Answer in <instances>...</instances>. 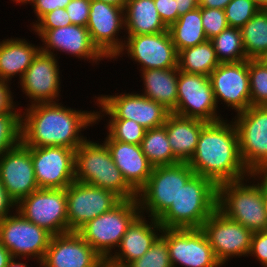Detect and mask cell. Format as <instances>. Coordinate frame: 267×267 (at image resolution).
I'll use <instances>...</instances> for the list:
<instances>
[{
	"mask_svg": "<svg viewBox=\"0 0 267 267\" xmlns=\"http://www.w3.org/2000/svg\"><path fill=\"white\" fill-rule=\"evenodd\" d=\"M51 238V233L25 219L17 210L0 220V244L12 258L28 259L40 265Z\"/></svg>",
	"mask_w": 267,
	"mask_h": 267,
	"instance_id": "9c48e42d",
	"label": "cell"
},
{
	"mask_svg": "<svg viewBox=\"0 0 267 267\" xmlns=\"http://www.w3.org/2000/svg\"><path fill=\"white\" fill-rule=\"evenodd\" d=\"M232 0H213V8L224 10Z\"/></svg>",
	"mask_w": 267,
	"mask_h": 267,
	"instance_id": "db71d44e",
	"label": "cell"
},
{
	"mask_svg": "<svg viewBox=\"0 0 267 267\" xmlns=\"http://www.w3.org/2000/svg\"><path fill=\"white\" fill-rule=\"evenodd\" d=\"M251 106H267V67L259 60H248Z\"/></svg>",
	"mask_w": 267,
	"mask_h": 267,
	"instance_id": "e575fe53",
	"label": "cell"
},
{
	"mask_svg": "<svg viewBox=\"0 0 267 267\" xmlns=\"http://www.w3.org/2000/svg\"><path fill=\"white\" fill-rule=\"evenodd\" d=\"M255 1L261 9H267V0H253Z\"/></svg>",
	"mask_w": 267,
	"mask_h": 267,
	"instance_id": "680465c9",
	"label": "cell"
},
{
	"mask_svg": "<svg viewBox=\"0 0 267 267\" xmlns=\"http://www.w3.org/2000/svg\"><path fill=\"white\" fill-rule=\"evenodd\" d=\"M59 58L39 51L31 65L18 82V88L25 94L26 106L36 103L59 102L62 77ZM59 98V99H58Z\"/></svg>",
	"mask_w": 267,
	"mask_h": 267,
	"instance_id": "d6986e66",
	"label": "cell"
},
{
	"mask_svg": "<svg viewBox=\"0 0 267 267\" xmlns=\"http://www.w3.org/2000/svg\"><path fill=\"white\" fill-rule=\"evenodd\" d=\"M188 164L195 174L212 180L217 186L250 175L240 157L234 122L227 118L204 125Z\"/></svg>",
	"mask_w": 267,
	"mask_h": 267,
	"instance_id": "7a4b0ae2",
	"label": "cell"
},
{
	"mask_svg": "<svg viewBox=\"0 0 267 267\" xmlns=\"http://www.w3.org/2000/svg\"><path fill=\"white\" fill-rule=\"evenodd\" d=\"M71 0H36L31 6L36 16L35 21L30 23L31 28L47 13L58 9L65 8Z\"/></svg>",
	"mask_w": 267,
	"mask_h": 267,
	"instance_id": "f6af8a7d",
	"label": "cell"
},
{
	"mask_svg": "<svg viewBox=\"0 0 267 267\" xmlns=\"http://www.w3.org/2000/svg\"><path fill=\"white\" fill-rule=\"evenodd\" d=\"M36 183L40 189H66L75 181V150L66 147H30Z\"/></svg>",
	"mask_w": 267,
	"mask_h": 267,
	"instance_id": "44dd1931",
	"label": "cell"
},
{
	"mask_svg": "<svg viewBox=\"0 0 267 267\" xmlns=\"http://www.w3.org/2000/svg\"><path fill=\"white\" fill-rule=\"evenodd\" d=\"M21 142V114H0V156Z\"/></svg>",
	"mask_w": 267,
	"mask_h": 267,
	"instance_id": "8d00e7d4",
	"label": "cell"
},
{
	"mask_svg": "<svg viewBox=\"0 0 267 267\" xmlns=\"http://www.w3.org/2000/svg\"><path fill=\"white\" fill-rule=\"evenodd\" d=\"M27 220L52 235L68 233L66 189H37L16 205Z\"/></svg>",
	"mask_w": 267,
	"mask_h": 267,
	"instance_id": "8fae6325",
	"label": "cell"
},
{
	"mask_svg": "<svg viewBox=\"0 0 267 267\" xmlns=\"http://www.w3.org/2000/svg\"><path fill=\"white\" fill-rule=\"evenodd\" d=\"M0 180L16 204L39 189L30 147L20 142L0 156Z\"/></svg>",
	"mask_w": 267,
	"mask_h": 267,
	"instance_id": "7402d4cb",
	"label": "cell"
},
{
	"mask_svg": "<svg viewBox=\"0 0 267 267\" xmlns=\"http://www.w3.org/2000/svg\"><path fill=\"white\" fill-rule=\"evenodd\" d=\"M199 6L213 8V0H197Z\"/></svg>",
	"mask_w": 267,
	"mask_h": 267,
	"instance_id": "9f6ffc18",
	"label": "cell"
},
{
	"mask_svg": "<svg viewBox=\"0 0 267 267\" xmlns=\"http://www.w3.org/2000/svg\"><path fill=\"white\" fill-rule=\"evenodd\" d=\"M207 122L170 113L163 125L174 156L188 162L196 149L202 128Z\"/></svg>",
	"mask_w": 267,
	"mask_h": 267,
	"instance_id": "4316f807",
	"label": "cell"
},
{
	"mask_svg": "<svg viewBox=\"0 0 267 267\" xmlns=\"http://www.w3.org/2000/svg\"><path fill=\"white\" fill-rule=\"evenodd\" d=\"M201 20L208 40L229 27L225 11L221 9L201 7Z\"/></svg>",
	"mask_w": 267,
	"mask_h": 267,
	"instance_id": "ab89813d",
	"label": "cell"
},
{
	"mask_svg": "<svg viewBox=\"0 0 267 267\" xmlns=\"http://www.w3.org/2000/svg\"><path fill=\"white\" fill-rule=\"evenodd\" d=\"M108 4H112L117 7L125 8L127 0H99Z\"/></svg>",
	"mask_w": 267,
	"mask_h": 267,
	"instance_id": "11a10c76",
	"label": "cell"
},
{
	"mask_svg": "<svg viewBox=\"0 0 267 267\" xmlns=\"http://www.w3.org/2000/svg\"><path fill=\"white\" fill-rule=\"evenodd\" d=\"M101 256L77 233L52 235L39 267H98Z\"/></svg>",
	"mask_w": 267,
	"mask_h": 267,
	"instance_id": "603a6c76",
	"label": "cell"
},
{
	"mask_svg": "<svg viewBox=\"0 0 267 267\" xmlns=\"http://www.w3.org/2000/svg\"><path fill=\"white\" fill-rule=\"evenodd\" d=\"M210 41L213 44L216 57L220 63L248 60L239 28L228 27L219 35L210 39Z\"/></svg>",
	"mask_w": 267,
	"mask_h": 267,
	"instance_id": "836d02e7",
	"label": "cell"
},
{
	"mask_svg": "<svg viewBox=\"0 0 267 267\" xmlns=\"http://www.w3.org/2000/svg\"><path fill=\"white\" fill-rule=\"evenodd\" d=\"M68 232H77L87 222L110 211L122 199L113 191L79 181L66 188Z\"/></svg>",
	"mask_w": 267,
	"mask_h": 267,
	"instance_id": "2e32d148",
	"label": "cell"
},
{
	"mask_svg": "<svg viewBox=\"0 0 267 267\" xmlns=\"http://www.w3.org/2000/svg\"><path fill=\"white\" fill-rule=\"evenodd\" d=\"M172 267H223L201 228H163Z\"/></svg>",
	"mask_w": 267,
	"mask_h": 267,
	"instance_id": "5bb4252c",
	"label": "cell"
},
{
	"mask_svg": "<svg viewBox=\"0 0 267 267\" xmlns=\"http://www.w3.org/2000/svg\"><path fill=\"white\" fill-rule=\"evenodd\" d=\"M105 129L116 141L140 145L146 130L132 120H106Z\"/></svg>",
	"mask_w": 267,
	"mask_h": 267,
	"instance_id": "d590c367",
	"label": "cell"
},
{
	"mask_svg": "<svg viewBox=\"0 0 267 267\" xmlns=\"http://www.w3.org/2000/svg\"><path fill=\"white\" fill-rule=\"evenodd\" d=\"M249 256L255 258L262 267H267V230L252 234Z\"/></svg>",
	"mask_w": 267,
	"mask_h": 267,
	"instance_id": "ee69618b",
	"label": "cell"
},
{
	"mask_svg": "<svg viewBox=\"0 0 267 267\" xmlns=\"http://www.w3.org/2000/svg\"><path fill=\"white\" fill-rule=\"evenodd\" d=\"M258 60L261 61L267 67V52Z\"/></svg>",
	"mask_w": 267,
	"mask_h": 267,
	"instance_id": "94428289",
	"label": "cell"
},
{
	"mask_svg": "<svg viewBox=\"0 0 267 267\" xmlns=\"http://www.w3.org/2000/svg\"><path fill=\"white\" fill-rule=\"evenodd\" d=\"M86 27L93 44L108 61H112L122 50L126 39L125 34L120 35L125 33L124 8L91 0Z\"/></svg>",
	"mask_w": 267,
	"mask_h": 267,
	"instance_id": "e0dca14e",
	"label": "cell"
},
{
	"mask_svg": "<svg viewBox=\"0 0 267 267\" xmlns=\"http://www.w3.org/2000/svg\"><path fill=\"white\" fill-rule=\"evenodd\" d=\"M250 174L262 186L263 192H267V164L257 167Z\"/></svg>",
	"mask_w": 267,
	"mask_h": 267,
	"instance_id": "c3c4849f",
	"label": "cell"
},
{
	"mask_svg": "<svg viewBox=\"0 0 267 267\" xmlns=\"http://www.w3.org/2000/svg\"><path fill=\"white\" fill-rule=\"evenodd\" d=\"M219 64L210 40L178 53V68L186 73L209 76Z\"/></svg>",
	"mask_w": 267,
	"mask_h": 267,
	"instance_id": "4dcf8cb0",
	"label": "cell"
},
{
	"mask_svg": "<svg viewBox=\"0 0 267 267\" xmlns=\"http://www.w3.org/2000/svg\"><path fill=\"white\" fill-rule=\"evenodd\" d=\"M16 202L9 196L0 180V220L16 211Z\"/></svg>",
	"mask_w": 267,
	"mask_h": 267,
	"instance_id": "7dc6e473",
	"label": "cell"
},
{
	"mask_svg": "<svg viewBox=\"0 0 267 267\" xmlns=\"http://www.w3.org/2000/svg\"><path fill=\"white\" fill-rule=\"evenodd\" d=\"M263 205L267 215V192H263Z\"/></svg>",
	"mask_w": 267,
	"mask_h": 267,
	"instance_id": "91938a15",
	"label": "cell"
},
{
	"mask_svg": "<svg viewBox=\"0 0 267 267\" xmlns=\"http://www.w3.org/2000/svg\"><path fill=\"white\" fill-rule=\"evenodd\" d=\"M23 109L21 142L28 147L57 146L76 150L87 139L82 132L98 125L97 110H78L61 102L24 105Z\"/></svg>",
	"mask_w": 267,
	"mask_h": 267,
	"instance_id": "6da1fadb",
	"label": "cell"
},
{
	"mask_svg": "<svg viewBox=\"0 0 267 267\" xmlns=\"http://www.w3.org/2000/svg\"><path fill=\"white\" fill-rule=\"evenodd\" d=\"M129 267H172L166 240L160 235L151 248Z\"/></svg>",
	"mask_w": 267,
	"mask_h": 267,
	"instance_id": "f35d334b",
	"label": "cell"
},
{
	"mask_svg": "<svg viewBox=\"0 0 267 267\" xmlns=\"http://www.w3.org/2000/svg\"><path fill=\"white\" fill-rule=\"evenodd\" d=\"M209 79L217 106L223 104L235 114L251 106L248 60L220 63Z\"/></svg>",
	"mask_w": 267,
	"mask_h": 267,
	"instance_id": "ffe728a7",
	"label": "cell"
},
{
	"mask_svg": "<svg viewBox=\"0 0 267 267\" xmlns=\"http://www.w3.org/2000/svg\"><path fill=\"white\" fill-rule=\"evenodd\" d=\"M104 142L113 162L126 182L138 192L149 179L153 166L148 162L141 146L114 140L107 132Z\"/></svg>",
	"mask_w": 267,
	"mask_h": 267,
	"instance_id": "cb8c5ba5",
	"label": "cell"
},
{
	"mask_svg": "<svg viewBox=\"0 0 267 267\" xmlns=\"http://www.w3.org/2000/svg\"><path fill=\"white\" fill-rule=\"evenodd\" d=\"M178 18L199 7L197 0H176Z\"/></svg>",
	"mask_w": 267,
	"mask_h": 267,
	"instance_id": "681fc988",
	"label": "cell"
},
{
	"mask_svg": "<svg viewBox=\"0 0 267 267\" xmlns=\"http://www.w3.org/2000/svg\"><path fill=\"white\" fill-rule=\"evenodd\" d=\"M71 24L66 9L58 8L45 14L32 28L29 29H56Z\"/></svg>",
	"mask_w": 267,
	"mask_h": 267,
	"instance_id": "60d3db41",
	"label": "cell"
},
{
	"mask_svg": "<svg viewBox=\"0 0 267 267\" xmlns=\"http://www.w3.org/2000/svg\"><path fill=\"white\" fill-rule=\"evenodd\" d=\"M260 9L253 0H232L224 11L229 27L241 29Z\"/></svg>",
	"mask_w": 267,
	"mask_h": 267,
	"instance_id": "74e56055",
	"label": "cell"
},
{
	"mask_svg": "<svg viewBox=\"0 0 267 267\" xmlns=\"http://www.w3.org/2000/svg\"><path fill=\"white\" fill-rule=\"evenodd\" d=\"M126 54V55H125ZM125 55L139 71L178 67V52L169 31L145 35H126L122 50L113 59Z\"/></svg>",
	"mask_w": 267,
	"mask_h": 267,
	"instance_id": "9a60e30c",
	"label": "cell"
},
{
	"mask_svg": "<svg viewBox=\"0 0 267 267\" xmlns=\"http://www.w3.org/2000/svg\"><path fill=\"white\" fill-rule=\"evenodd\" d=\"M217 209L253 233L267 230L263 189L251 174L218 185Z\"/></svg>",
	"mask_w": 267,
	"mask_h": 267,
	"instance_id": "5b68a950",
	"label": "cell"
},
{
	"mask_svg": "<svg viewBox=\"0 0 267 267\" xmlns=\"http://www.w3.org/2000/svg\"><path fill=\"white\" fill-rule=\"evenodd\" d=\"M39 45L18 37L0 41V79L13 83L18 76L16 80L20 81L40 51Z\"/></svg>",
	"mask_w": 267,
	"mask_h": 267,
	"instance_id": "484cf974",
	"label": "cell"
},
{
	"mask_svg": "<svg viewBox=\"0 0 267 267\" xmlns=\"http://www.w3.org/2000/svg\"><path fill=\"white\" fill-rule=\"evenodd\" d=\"M140 214L137 198L122 199L110 211L87 222L77 233L101 257H111L128 227Z\"/></svg>",
	"mask_w": 267,
	"mask_h": 267,
	"instance_id": "8992f818",
	"label": "cell"
},
{
	"mask_svg": "<svg viewBox=\"0 0 267 267\" xmlns=\"http://www.w3.org/2000/svg\"><path fill=\"white\" fill-rule=\"evenodd\" d=\"M140 146L153 167L174 165L180 162L171 150L164 126L146 130Z\"/></svg>",
	"mask_w": 267,
	"mask_h": 267,
	"instance_id": "d6a6232c",
	"label": "cell"
},
{
	"mask_svg": "<svg viewBox=\"0 0 267 267\" xmlns=\"http://www.w3.org/2000/svg\"><path fill=\"white\" fill-rule=\"evenodd\" d=\"M201 229L222 266L225 267L232 258L248 257L253 232L218 209L203 223Z\"/></svg>",
	"mask_w": 267,
	"mask_h": 267,
	"instance_id": "4fadbf2b",
	"label": "cell"
},
{
	"mask_svg": "<svg viewBox=\"0 0 267 267\" xmlns=\"http://www.w3.org/2000/svg\"><path fill=\"white\" fill-rule=\"evenodd\" d=\"M131 92H120V94L117 92L115 95L114 93L113 95L101 94L97 97L94 95L95 104L93 105L99 107L97 123L103 119L105 121L108 116L106 120L135 121L145 130L163 126L171 112L163 105L143 96L141 92Z\"/></svg>",
	"mask_w": 267,
	"mask_h": 267,
	"instance_id": "52a82bcc",
	"label": "cell"
},
{
	"mask_svg": "<svg viewBox=\"0 0 267 267\" xmlns=\"http://www.w3.org/2000/svg\"><path fill=\"white\" fill-rule=\"evenodd\" d=\"M98 267H129V265L117 262L111 257H101Z\"/></svg>",
	"mask_w": 267,
	"mask_h": 267,
	"instance_id": "f907efd6",
	"label": "cell"
},
{
	"mask_svg": "<svg viewBox=\"0 0 267 267\" xmlns=\"http://www.w3.org/2000/svg\"><path fill=\"white\" fill-rule=\"evenodd\" d=\"M91 0H71L65 7L71 23L74 25L87 26Z\"/></svg>",
	"mask_w": 267,
	"mask_h": 267,
	"instance_id": "b9f144b4",
	"label": "cell"
},
{
	"mask_svg": "<svg viewBox=\"0 0 267 267\" xmlns=\"http://www.w3.org/2000/svg\"><path fill=\"white\" fill-rule=\"evenodd\" d=\"M158 14L169 28L178 19L176 0H154Z\"/></svg>",
	"mask_w": 267,
	"mask_h": 267,
	"instance_id": "bcb514c9",
	"label": "cell"
},
{
	"mask_svg": "<svg viewBox=\"0 0 267 267\" xmlns=\"http://www.w3.org/2000/svg\"><path fill=\"white\" fill-rule=\"evenodd\" d=\"M179 68L149 69L139 71L143 82L142 95L163 105L173 113L177 103V80Z\"/></svg>",
	"mask_w": 267,
	"mask_h": 267,
	"instance_id": "83f0119b",
	"label": "cell"
},
{
	"mask_svg": "<svg viewBox=\"0 0 267 267\" xmlns=\"http://www.w3.org/2000/svg\"><path fill=\"white\" fill-rule=\"evenodd\" d=\"M11 84L8 81L0 79V114H21L22 105L18 101H14L15 92H12ZM19 104L21 106L18 107Z\"/></svg>",
	"mask_w": 267,
	"mask_h": 267,
	"instance_id": "7bdbcfd3",
	"label": "cell"
},
{
	"mask_svg": "<svg viewBox=\"0 0 267 267\" xmlns=\"http://www.w3.org/2000/svg\"><path fill=\"white\" fill-rule=\"evenodd\" d=\"M125 35H145L168 30L154 0H127L124 8Z\"/></svg>",
	"mask_w": 267,
	"mask_h": 267,
	"instance_id": "f1b7e54d",
	"label": "cell"
},
{
	"mask_svg": "<svg viewBox=\"0 0 267 267\" xmlns=\"http://www.w3.org/2000/svg\"><path fill=\"white\" fill-rule=\"evenodd\" d=\"M43 44L40 51L54 55L63 53L90 62L92 66L99 65L107 58L93 44L87 27L71 24L56 29H31ZM56 52V53H55ZM60 52V53H58ZM94 64V65H93Z\"/></svg>",
	"mask_w": 267,
	"mask_h": 267,
	"instance_id": "ac0fdd59",
	"label": "cell"
},
{
	"mask_svg": "<svg viewBox=\"0 0 267 267\" xmlns=\"http://www.w3.org/2000/svg\"><path fill=\"white\" fill-rule=\"evenodd\" d=\"M240 30L247 59H260L267 52V9H260Z\"/></svg>",
	"mask_w": 267,
	"mask_h": 267,
	"instance_id": "1f68e13d",
	"label": "cell"
},
{
	"mask_svg": "<svg viewBox=\"0 0 267 267\" xmlns=\"http://www.w3.org/2000/svg\"><path fill=\"white\" fill-rule=\"evenodd\" d=\"M74 166L75 181L113 191L121 199L137 198L104 142L86 139L75 150Z\"/></svg>",
	"mask_w": 267,
	"mask_h": 267,
	"instance_id": "277c9868",
	"label": "cell"
},
{
	"mask_svg": "<svg viewBox=\"0 0 267 267\" xmlns=\"http://www.w3.org/2000/svg\"><path fill=\"white\" fill-rule=\"evenodd\" d=\"M194 174L188 162L153 167L147 183L137 192L141 214L158 219Z\"/></svg>",
	"mask_w": 267,
	"mask_h": 267,
	"instance_id": "ba28073f",
	"label": "cell"
},
{
	"mask_svg": "<svg viewBox=\"0 0 267 267\" xmlns=\"http://www.w3.org/2000/svg\"><path fill=\"white\" fill-rule=\"evenodd\" d=\"M140 214L128 227L111 258L128 264L145 254L161 235L163 227L157 219Z\"/></svg>",
	"mask_w": 267,
	"mask_h": 267,
	"instance_id": "d4e9b609",
	"label": "cell"
},
{
	"mask_svg": "<svg viewBox=\"0 0 267 267\" xmlns=\"http://www.w3.org/2000/svg\"><path fill=\"white\" fill-rule=\"evenodd\" d=\"M23 260V261H22ZM26 260V261H25ZM25 261V262H24ZM28 261H29V264H30V261L31 260H28V259H21V258H12L6 267H31V266H28Z\"/></svg>",
	"mask_w": 267,
	"mask_h": 267,
	"instance_id": "f5cc1de1",
	"label": "cell"
},
{
	"mask_svg": "<svg viewBox=\"0 0 267 267\" xmlns=\"http://www.w3.org/2000/svg\"><path fill=\"white\" fill-rule=\"evenodd\" d=\"M11 259L12 256L10 252L0 244V267H6Z\"/></svg>",
	"mask_w": 267,
	"mask_h": 267,
	"instance_id": "816d5d0a",
	"label": "cell"
},
{
	"mask_svg": "<svg viewBox=\"0 0 267 267\" xmlns=\"http://www.w3.org/2000/svg\"><path fill=\"white\" fill-rule=\"evenodd\" d=\"M12 2H14L16 5L17 4H20V5H27V4H29V5H33L34 4V2L36 1V0H11Z\"/></svg>",
	"mask_w": 267,
	"mask_h": 267,
	"instance_id": "6f0895ef",
	"label": "cell"
},
{
	"mask_svg": "<svg viewBox=\"0 0 267 267\" xmlns=\"http://www.w3.org/2000/svg\"><path fill=\"white\" fill-rule=\"evenodd\" d=\"M218 186L194 174L180 189L175 202L157 219L163 228H201L217 209Z\"/></svg>",
	"mask_w": 267,
	"mask_h": 267,
	"instance_id": "3957f363",
	"label": "cell"
},
{
	"mask_svg": "<svg viewBox=\"0 0 267 267\" xmlns=\"http://www.w3.org/2000/svg\"><path fill=\"white\" fill-rule=\"evenodd\" d=\"M232 120L238 134L241 160L251 173L267 164V106H250L233 114Z\"/></svg>",
	"mask_w": 267,
	"mask_h": 267,
	"instance_id": "7c38bea8",
	"label": "cell"
},
{
	"mask_svg": "<svg viewBox=\"0 0 267 267\" xmlns=\"http://www.w3.org/2000/svg\"><path fill=\"white\" fill-rule=\"evenodd\" d=\"M168 31L178 53L207 41L201 20V6L181 15Z\"/></svg>",
	"mask_w": 267,
	"mask_h": 267,
	"instance_id": "f546056e",
	"label": "cell"
},
{
	"mask_svg": "<svg viewBox=\"0 0 267 267\" xmlns=\"http://www.w3.org/2000/svg\"><path fill=\"white\" fill-rule=\"evenodd\" d=\"M176 115L215 122L225 119L217 106L209 76L178 71Z\"/></svg>",
	"mask_w": 267,
	"mask_h": 267,
	"instance_id": "30bf717a",
	"label": "cell"
}]
</instances>
